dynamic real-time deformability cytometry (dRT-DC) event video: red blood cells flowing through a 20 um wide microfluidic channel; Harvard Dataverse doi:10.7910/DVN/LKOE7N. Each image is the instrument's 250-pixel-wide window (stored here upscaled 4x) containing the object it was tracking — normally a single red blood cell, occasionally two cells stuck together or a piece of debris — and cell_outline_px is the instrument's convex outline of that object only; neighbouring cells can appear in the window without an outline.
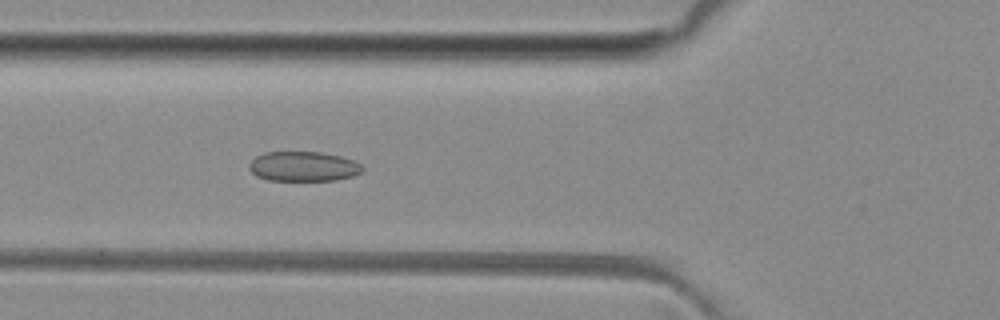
{"species": "common noctule bat (a hibernating species)", "species_latin": "Nyctalus noctula", "temperature_condition": "room temperature", "stored_images_in_passage": 51, "camera_frame_rate_fps": 3000, "um_per_image_px": 0.085, "animal": {"sex": "female", "body_mass_g": 29.2, "forearm_length_mm": 56.3}, "frame": {"image": 1, "passage_image": 19, "time_ms": 6.0, "image_size_px": [1000, 320], "cell_outline_px": [[364, 172], [352, 176], [336, 180], [268, 180], [256, 176], [248, 168], [248, 164], [256, 156], [264, 152], [320, 152], [340, 156], [352, 160], [360, 164], [364, 168]], "centroid_in_image_um": [25.78, 14.14], "position_along_channel_um": 100.0, "area_um2": 19.71}}
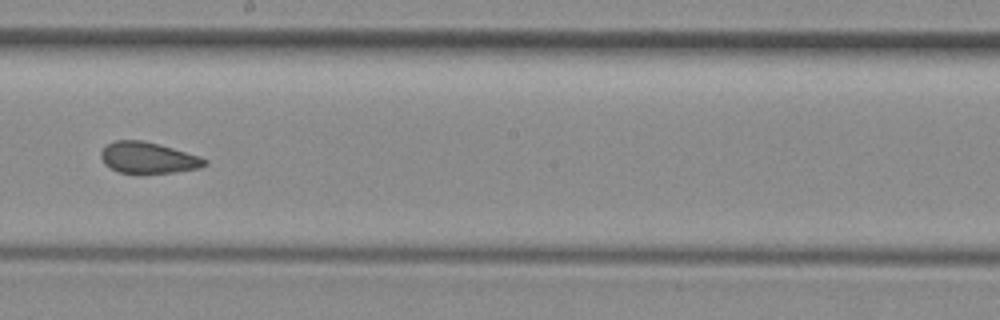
{"frame": {"image": 2, "passage_image": 29, "time_ms": 9.333, "image_size_px": [1000, 320], "cell_outline_px": [[208, 164], [200, 168], [172, 172], [120, 172], [104, 164], [100, 156], [100, 152], [108, 144], [116, 140], [140, 140], [172, 148], [200, 156], [208, 160]], "centroid_in_image_um": [12.6, 13.4], "position_along_channel_um": 235.6, "area_um2": 18.44}}
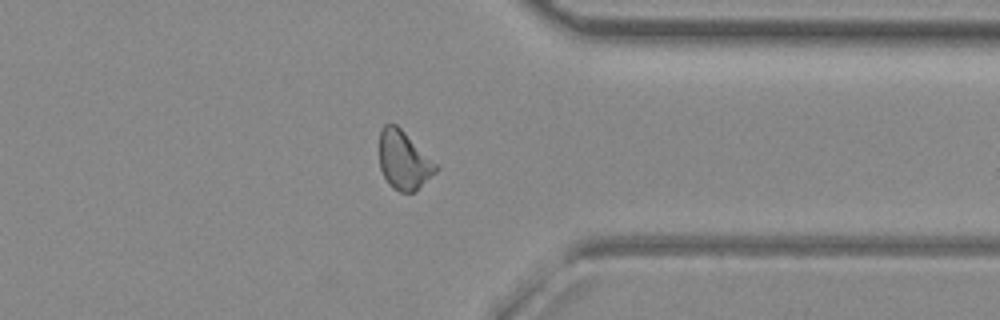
{"frame": {"image": 3, "passage_image": 40, "time_ms": 13.0, "image_size_px": [1000, 320], "cell_outline_px": [[440, 168], [416, 192], [400, 192], [392, 188], [388, 184], [380, 168], [380, 132], [384, 124], [396, 124]], "centroid_in_image_um": [34.32, 13.66], "position_along_channel_um": 377.1, "area_um2": 19.07}, "authors_computed_cell_mechanics": {"area_um2": 19.7676, "velocity_mm_per_s": 4.0671, "shape_relaxation_time_tau1_ms": null, "shape_relaxation_time_tau2_ms": 1.8196, "deformation_change_tau1": null, "deformation_change_tau2": 0.076}}